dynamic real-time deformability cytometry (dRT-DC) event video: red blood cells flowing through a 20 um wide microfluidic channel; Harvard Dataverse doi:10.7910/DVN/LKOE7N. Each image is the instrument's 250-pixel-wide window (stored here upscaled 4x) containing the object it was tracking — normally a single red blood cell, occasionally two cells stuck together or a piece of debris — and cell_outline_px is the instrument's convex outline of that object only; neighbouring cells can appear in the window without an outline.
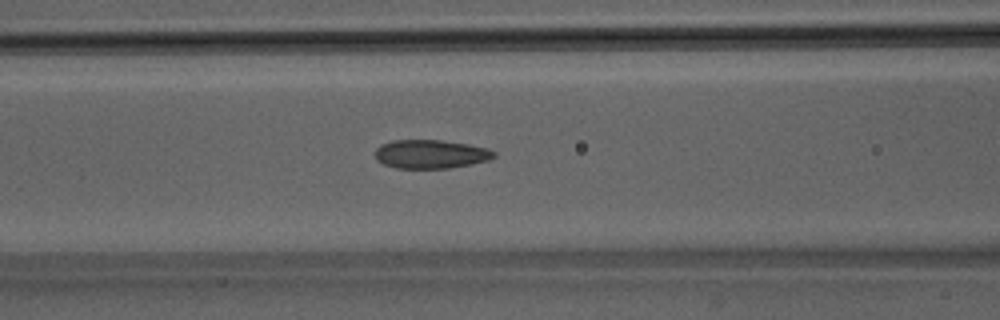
{"species": "Egyptian fruit bat (a non-hibernating species)", "species_latin": "Rousettus aegyptiacus", "temperature_condition": "room temperature", "stored_images_in_passage": 50, "camera_frame_rate_fps": 3000, "um_per_image_px": 0.085, "animal": {"sex": "male"}, "frame": {"image": 1, "passage_image": 21, "time_ms": 6.667, "image_size_px": [1000, 320], "cell_outline_px": [[496, 156], [488, 160], [472, 164], [448, 168], [396, 168], [384, 164], [376, 160], [376, 148], [380, 144], [392, 140], [440, 140], [468, 144], [488, 148], [496, 152]], "centroid_in_image_um": [36.61, 13.09], "position_along_channel_um": 130.0, "area_um2": 19.94}}
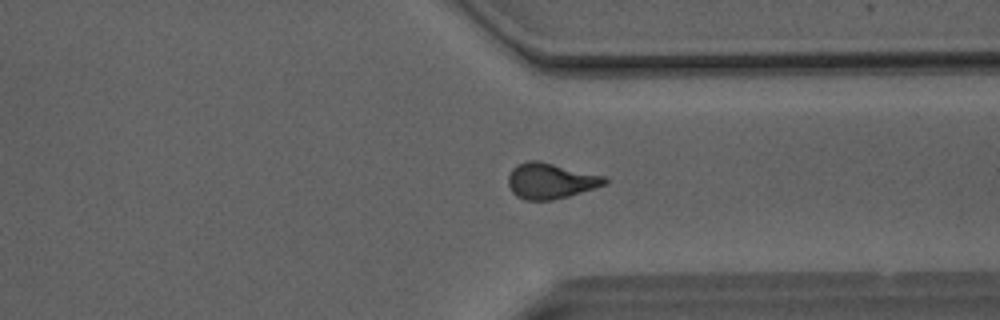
{"frame": {"image": 2, "passage_image": 38, "time_ms": 12.333, "image_size_px": [1000, 320], "cell_outline_px": [[608, 180], [604, 184], [596, 188], [568, 196], [552, 200], [524, 200], [516, 196], [512, 192], [508, 184], [508, 176], [512, 168], [516, 164], [528, 160], [540, 160], [604, 176]], "centroid_in_image_um": [46.76, 15.36], "position_along_channel_um": 364.6, "area_um2": 20.17}}
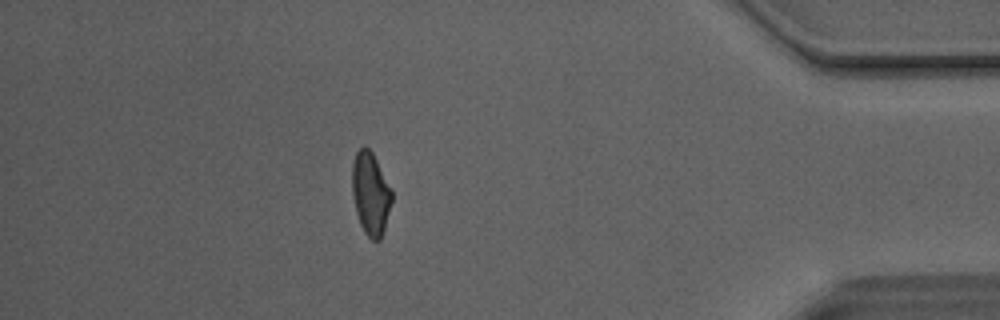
{"frame": {"image": 3, "passage_image": 44, "time_ms": 14.333, "image_size_px": [1000, 320], "cell_outline_px": [[392, 200], [384, 232], [380, 240], [372, 240], [364, 232], [360, 224], [356, 212], [352, 192], [352, 164], [356, 152], [364, 144], [372, 152], [392, 192]], "centroid_in_image_um": [31.49, 16.47], "position_along_channel_um": 403.7, "area_um2": 19.02}, "authors_computed_cell_mechanics": {"area_um2": 19.9699, "velocity_mm_per_s": 4.133, "shape_relaxation_time_tau1_ms": 8.8006, "shape_relaxation_time_tau2_ms": 0.9051, "deformation_change_tau1": 0.2088, "deformation_change_tau2": 0.0731}}